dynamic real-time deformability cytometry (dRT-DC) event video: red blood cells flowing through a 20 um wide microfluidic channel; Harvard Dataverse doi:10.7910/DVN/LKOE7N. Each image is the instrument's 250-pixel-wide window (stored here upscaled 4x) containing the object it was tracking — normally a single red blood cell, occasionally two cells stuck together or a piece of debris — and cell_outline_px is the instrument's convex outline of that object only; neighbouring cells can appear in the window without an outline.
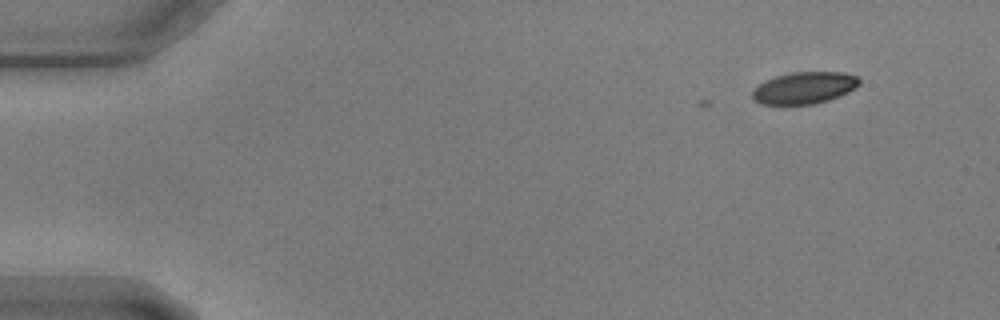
{"species": "common noctule bat (a hibernating species)", "species_latin": "Nyctalus noctula", "temperature_condition": "warm", "stored_images_in_passage": 4, "camera_frame_rate_fps": 3000, "um_per_image_px": 0.085, "animal": {"sex": "male", "body_mass_g": 17.9, "forearm_length_mm": 54.2}, "frame": {"image": 1, "passage_image": 4, "time_ms": 1.0, "image_size_px": [1000, 320], "cell_outline_px": [[860, 84], [856, 88], [848, 92], [828, 100], [816, 104], [760, 104], [752, 100], [752, 88], [764, 80], [776, 76], [792, 72], [844, 72], [856, 76], [860, 80]], "centroid_in_image_um": [68.33, 7.46], "position_along_channel_um": 16.7, "area_um2": 20.06}}